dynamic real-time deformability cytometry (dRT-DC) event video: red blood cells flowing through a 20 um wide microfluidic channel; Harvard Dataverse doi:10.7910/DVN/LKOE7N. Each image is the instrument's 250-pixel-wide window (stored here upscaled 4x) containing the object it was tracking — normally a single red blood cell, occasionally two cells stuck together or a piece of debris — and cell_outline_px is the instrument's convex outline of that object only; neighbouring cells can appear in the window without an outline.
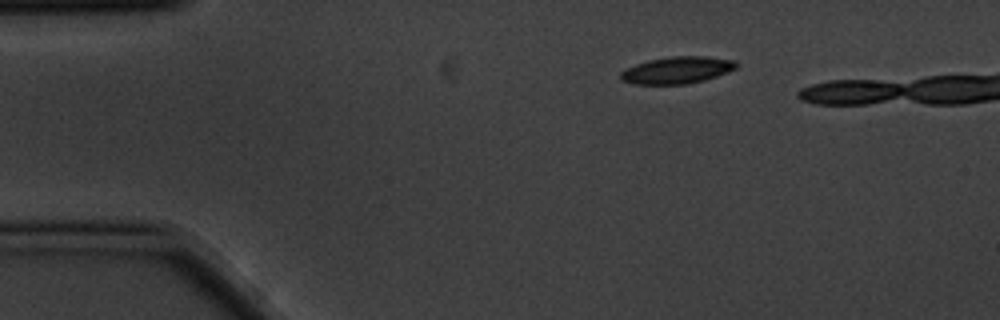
{"species": "common noctule bat (a hibernating species)", "species_latin": "Nyctalus noctula", "temperature_condition": "cold", "stored_images_in_passage": 3, "camera_frame_rate_fps": 3000, "um_per_image_px": 0.085, "animal": {"sex": "male", "body_mass_g": 20.1, "forearm_length_mm": 53.5}, "frame": {"image": 1, "passage_image": 1, "time_ms": 0.0, "image_size_px": [1000, 320], "cell_outline_px": [[740, 64], [736, 68], [728, 72], [704, 80], [688, 84], [632, 84], [620, 80], [620, 72], [636, 64], [648, 60], [672, 56], [708, 56], [732, 60]], "centroid_in_image_um": [57.55, 5.96], "position_along_channel_um": 27.4, "area_um2": 18.21}}